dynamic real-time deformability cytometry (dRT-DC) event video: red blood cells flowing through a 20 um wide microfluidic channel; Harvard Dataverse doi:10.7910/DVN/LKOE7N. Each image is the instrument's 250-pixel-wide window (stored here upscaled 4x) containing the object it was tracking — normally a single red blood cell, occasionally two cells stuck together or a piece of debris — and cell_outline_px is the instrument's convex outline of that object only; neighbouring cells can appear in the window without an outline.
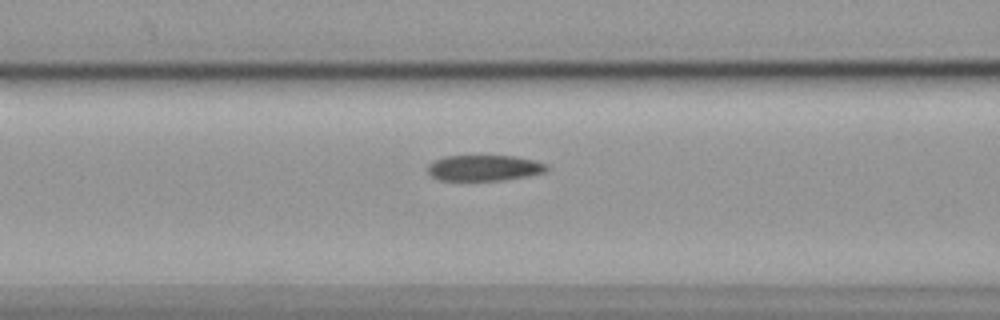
{"species": "common noctule bat (a hibernating species)", "species_latin": "Nyctalus noctula", "temperature_condition": "cold", "stored_images_in_passage": 57, "camera_frame_rate_fps": 3000, "um_per_image_px": 0.085, "animal": {"sex": "female", "body_mass_g": 19.9}, "frame": {"image": 1, "passage_image": 23, "time_ms": 7.333, "image_size_px": [1000, 320], "cell_outline_px": [[548, 168], [544, 172], [524, 176], [500, 180], [440, 180], [432, 176], [428, 172], [428, 164], [444, 156], [516, 156], [536, 160], [548, 164]], "centroid_in_image_um": [41.16, 14.26], "position_along_channel_um": 125.4, "area_um2": 17.74}}
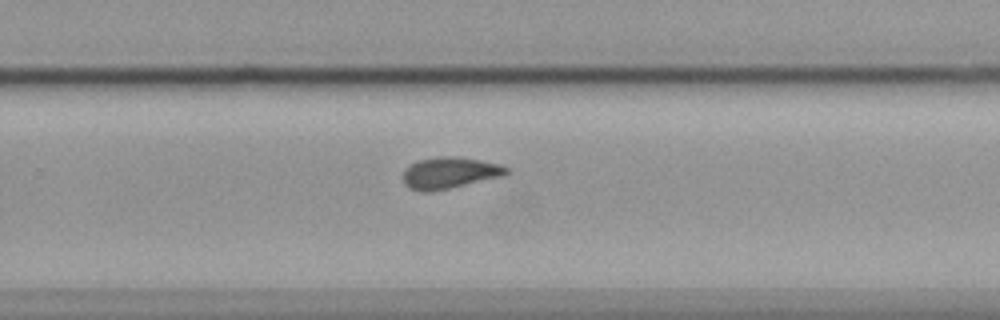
{"frame": {"image": 2, "passage_image": 37, "time_ms": 12.0, "image_size_px": [1000, 320], "cell_outline_px": [[512, 172], [504, 176], [448, 188], [428, 192], [424, 192], [408, 188], [404, 184], [404, 168], [408, 164], [420, 160], [436, 156], [456, 156], [480, 160], [500, 164], [512, 168]], "centroid_in_image_um": [38.25, 14.68], "position_along_channel_um": 291.5, "area_um2": 19.19}}
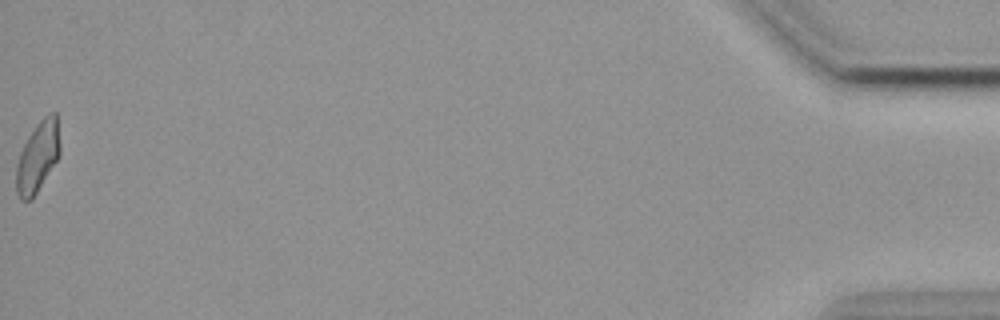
{"frame": {"image": 3, "passage_image": 57, "time_ms": 18.667, "image_size_px": [1000, 320], "cell_outline_px": [[60, 152], [56, 160], [32, 200], [20, 200], [16, 192], [16, 164], [20, 152], [28, 136], [36, 124], [44, 116], [52, 112], [56, 112], [60, 144]], "centroid_in_image_um": [3.19, 13.33], "position_along_channel_um": 432.0, "area_um2": 17.86}, "authors_computed_cell_mechanics": {"area_um2": 18.6694, "velocity_mm_per_s": 3.5689, "shape_relaxation_time_tau1_ms": 8.8771, "shape_relaxation_time_tau2_ms": 3.3659, "deformation_change_tau1": 0.204, "deformation_change_tau2": 0.1023}}